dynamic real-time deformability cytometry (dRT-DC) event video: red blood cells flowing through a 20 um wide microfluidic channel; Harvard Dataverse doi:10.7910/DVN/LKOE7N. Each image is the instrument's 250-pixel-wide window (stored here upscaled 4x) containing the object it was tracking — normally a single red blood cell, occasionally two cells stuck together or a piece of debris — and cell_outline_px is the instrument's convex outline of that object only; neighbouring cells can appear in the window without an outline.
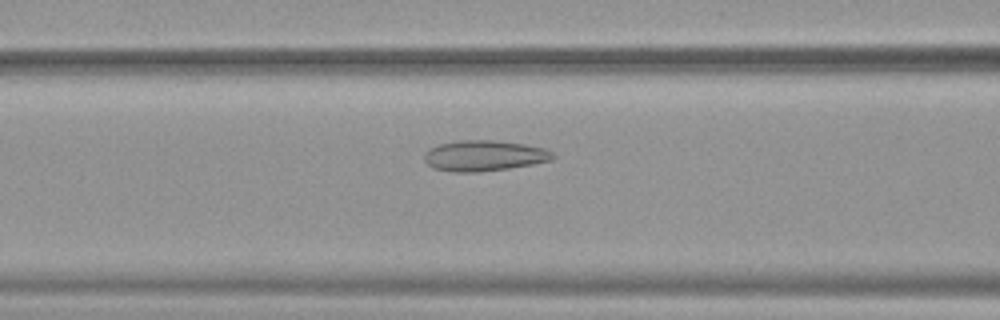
{"species": "common noctule bat (a hibernating species)", "species_latin": "Nyctalus noctula", "temperature_condition": "warm", "stored_images_in_passage": 53, "camera_frame_rate_fps": 3000, "um_per_image_px": 0.085, "animal": {"sex": "female", "body_mass_g": 19.9}, "frame": {"image": 1, "passage_image": 22, "time_ms": 7.0, "image_size_px": [1000, 320], "cell_outline_px": [[556, 156], [552, 160], [532, 164], [508, 168], [480, 172], [452, 172], [432, 168], [424, 160], [424, 152], [440, 144], [456, 140], [496, 140], [524, 144], [544, 148], [552, 152]], "centroid_in_image_um": [41.14, 13.23], "position_along_channel_um": 125.5, "area_um2": 23.06}}
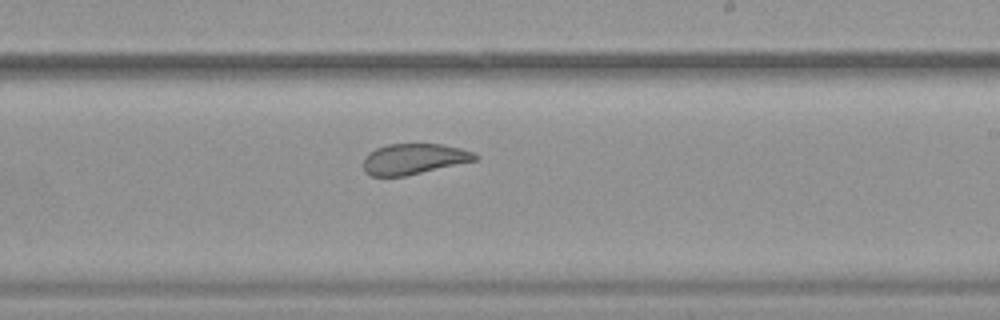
{"frame": {"image": 2, "passage_image": 32, "time_ms": 10.333, "image_size_px": [1000, 320], "cell_outline_px": [[480, 156], [476, 160], [404, 176], [372, 176], [364, 172], [364, 156], [368, 152], [376, 148], [388, 144], [440, 144], [460, 148], [472, 152]], "centroid_in_image_um": [35.14, 13.5], "position_along_channel_um": 253.9, "area_um2": 19.83}}
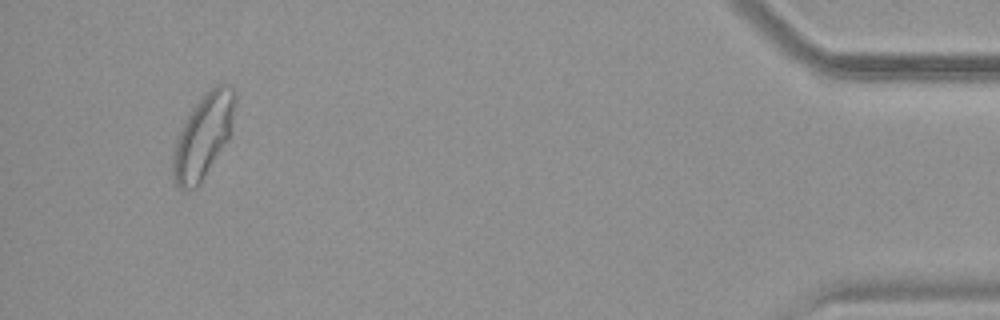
{"frame": {"image": 3, "passage_image": 50, "time_ms": 16.333, "image_size_px": [1000, 320], "cell_outline_px": [[236, 96], [228, 140], [200, 184], [196, 188], [180, 188], [176, 184], [172, 176], [172, 156], [176, 140], [188, 112], [204, 92], [216, 84], [228, 84], [236, 92]], "centroid_in_image_um": [17.26, 11.54], "position_along_channel_um": 417.9, "area_um2": 30.29}, "authors_computed_cell_mechanics": {"area_um2": 26.877, "velocity_mm_per_s": 3.8576, "shape_relaxation_time_tau1_ms": null, "shape_relaxation_time_tau2_ms": 1.1361, "deformation_change_tau1": null, "deformation_change_tau2": 0.0825}}